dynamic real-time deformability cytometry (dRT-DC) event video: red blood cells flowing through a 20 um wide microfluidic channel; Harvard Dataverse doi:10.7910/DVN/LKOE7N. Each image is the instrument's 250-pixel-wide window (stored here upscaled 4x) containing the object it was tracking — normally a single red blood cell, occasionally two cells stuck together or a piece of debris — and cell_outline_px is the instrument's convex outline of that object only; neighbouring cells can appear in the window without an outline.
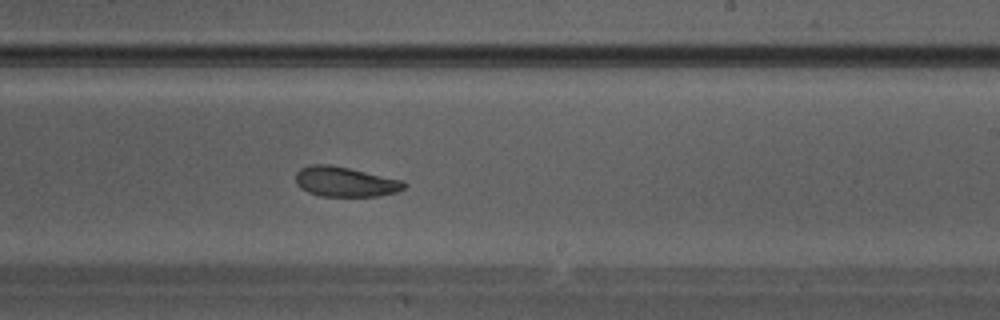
{"species": "Egyptian fruit bat (a non-hibernating species)", "species_latin": "Rousettus aegyptiacus", "temperature_condition": "warm", "stored_images_in_passage": 34, "camera_frame_rate_fps": 3000, "um_per_image_px": 0.085, "animal": {"sex": "male"}, "frame": {"image": 1, "passage_image": 20, "time_ms": 6.333, "image_size_px": [1000, 320], "cell_outline_px": [[408, 184], [404, 188], [396, 192], [380, 196], [320, 196], [308, 192], [300, 188], [296, 184], [296, 172], [300, 168], [312, 164], [328, 164], [348, 168], [404, 180]], "centroid_in_image_um": [29.34, 15.45], "position_along_channel_um": 259.7, "area_um2": 19.02}}